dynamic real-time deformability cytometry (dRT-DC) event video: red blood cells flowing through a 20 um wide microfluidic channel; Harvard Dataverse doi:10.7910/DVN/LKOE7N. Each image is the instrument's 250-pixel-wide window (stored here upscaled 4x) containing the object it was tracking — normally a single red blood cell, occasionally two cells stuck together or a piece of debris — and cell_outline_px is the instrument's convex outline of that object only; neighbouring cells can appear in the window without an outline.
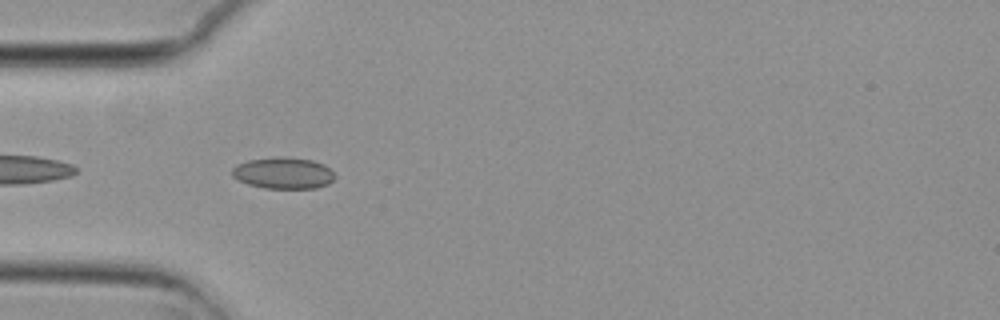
{"species": "common noctule bat (a hibernating species)", "species_latin": "Nyctalus noctula", "temperature_condition": "cold", "stored_images_in_passage": 40, "camera_frame_rate_fps": 3000, "um_per_image_px": 0.085, "animal": {"sex": "female", "body_mass_g": 29.2, "forearm_length_mm": 56.3}, "frame": {"image": 1, "passage_image": 2, "time_ms": 0.333, "image_size_px": [1000, 320], "cell_outline_px": [[336, 176], [328, 184], [316, 188], [264, 188], [248, 184], [232, 176], [232, 168], [236, 164], [248, 160], [276, 156], [284, 156], [312, 160], [324, 164]], "centroid_in_image_um": [24.07, 14.7], "position_along_channel_um": 60.9, "area_um2": 18.9}}
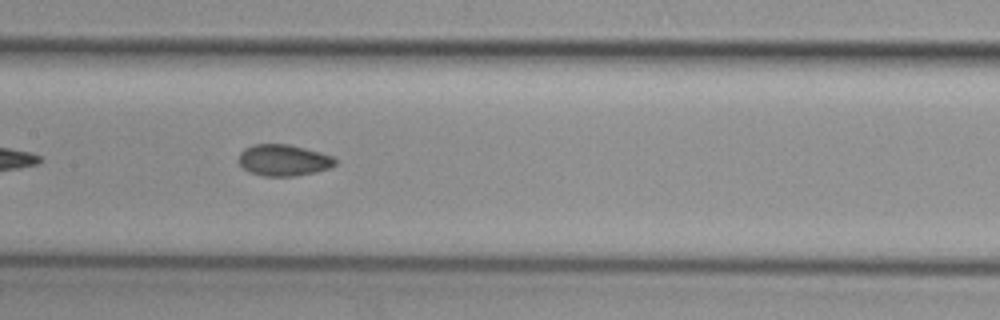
{"frame": {"image": 2, "passage_image": 12, "time_ms": 3.667, "image_size_px": [1000, 320], "cell_outline_px": [[336, 164], [328, 168], [316, 172], [292, 176], [264, 176], [248, 172], [240, 164], [240, 152], [244, 148], [252, 144], [288, 144], [320, 152], [332, 156], [336, 160]], "centroid_in_image_um": [24.09, 13.61], "position_along_channel_um": 183.3, "area_um2": 17.57}}
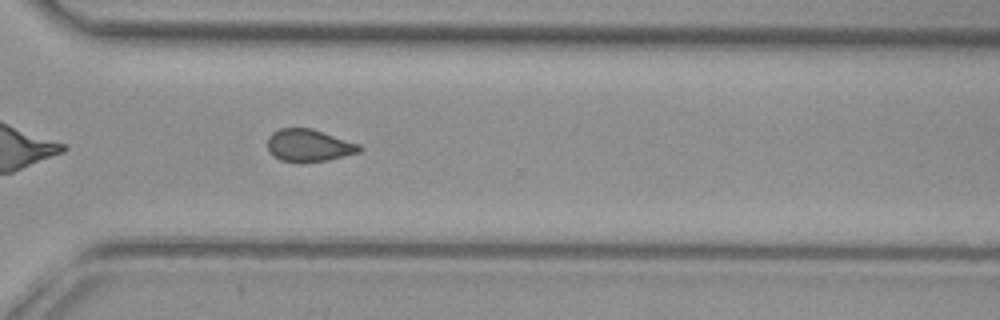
{"frame": {"image": 3, "passage_image": 25, "time_ms": 8.0, "image_size_px": [1000, 320], "cell_outline_px": [[364, 148], [360, 152], [328, 160], [300, 164], [296, 164], [280, 160], [272, 156], [268, 152], [268, 136], [272, 132], [280, 128], [312, 128], [360, 144]], "centroid_in_image_um": [26.24, 12.39], "position_along_channel_um": 344.4, "area_um2": 17.86}, "authors_computed_cell_mechanics": {"area_um2": 17.6579, "velocity_mm_per_s": 3.7247, "shape_relaxation_time_tau1_ms": null, "shape_relaxation_time_tau2_ms": 5.8085, "deformation_change_tau1": null, "deformation_change_tau2": 0.1011}}